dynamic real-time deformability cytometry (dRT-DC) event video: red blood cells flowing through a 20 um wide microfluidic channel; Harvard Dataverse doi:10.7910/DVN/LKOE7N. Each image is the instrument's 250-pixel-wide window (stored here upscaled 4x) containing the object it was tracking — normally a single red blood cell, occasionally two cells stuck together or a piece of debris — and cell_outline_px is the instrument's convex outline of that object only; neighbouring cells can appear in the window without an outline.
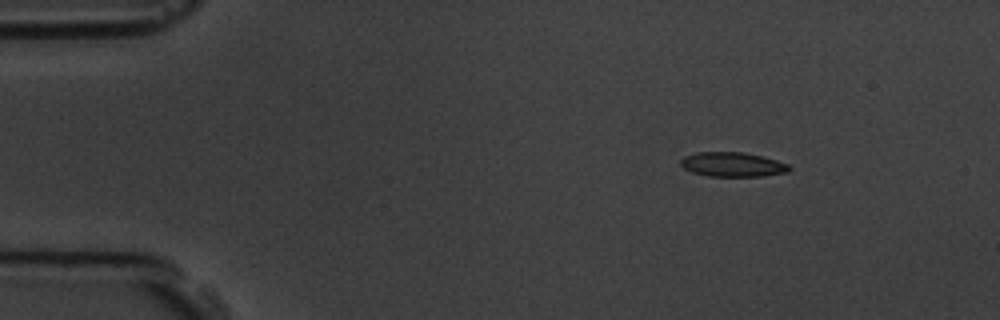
{"species": "common noctule bat (a hibernating species)", "species_latin": "Nyctalus noctula", "temperature_condition": "room temperature", "stored_images_in_passage": 8, "camera_frame_rate_fps": 3000, "um_per_image_px": 0.085, "animal": {"sex": "male", "body_mass_g": 19.5, "forearm_length_mm": 54.6}, "frame": {"image": 1, "passage_image": 2, "time_ms": 2.0, "image_size_px": [1000, 320], "cell_outline_px": [[792, 168], [788, 172], [764, 176], [708, 176], [692, 172], [684, 168], [680, 164], [680, 160], [684, 156], [696, 152], [744, 152], [776, 160], [788, 164]], "centroid_in_image_um": [62.26, 13.98], "position_along_channel_um": 22.7, "area_um2": 15.49}}
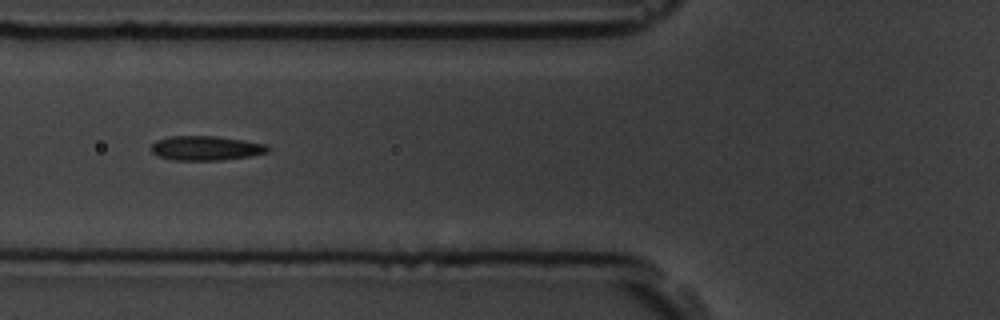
{"frame": {"image": 2, "passage_image": 6, "time_ms": 6.333, "image_size_px": [1000, 320], "cell_outline_px": [[272, 148], [268, 152], [248, 156], [220, 160], [172, 160], [160, 156], [152, 152], [152, 144], [156, 140], [168, 136], [216, 136], [244, 140], [268, 144]], "centroid_in_image_um": [17.54, 12.58], "position_along_channel_um": 108.3, "area_um2": 16.65}}
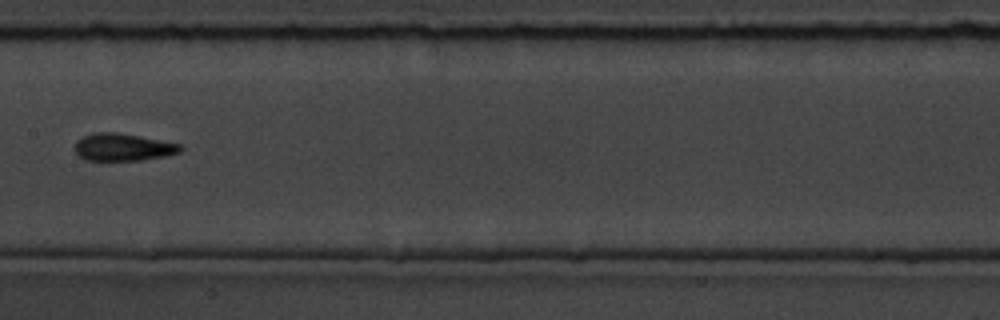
{"frame": {"image": 3, "passage_image": 8, "time_ms": 8.667, "image_size_px": [1000, 320], "cell_outline_px": [[184, 148], [180, 152], [164, 156], [140, 160], [84, 160], [76, 152], [76, 140], [92, 132], [116, 132], [180, 144]], "centroid_in_image_um": [10.44, 12.51], "position_along_channel_um": 197.0, "area_um2": 16.65}}